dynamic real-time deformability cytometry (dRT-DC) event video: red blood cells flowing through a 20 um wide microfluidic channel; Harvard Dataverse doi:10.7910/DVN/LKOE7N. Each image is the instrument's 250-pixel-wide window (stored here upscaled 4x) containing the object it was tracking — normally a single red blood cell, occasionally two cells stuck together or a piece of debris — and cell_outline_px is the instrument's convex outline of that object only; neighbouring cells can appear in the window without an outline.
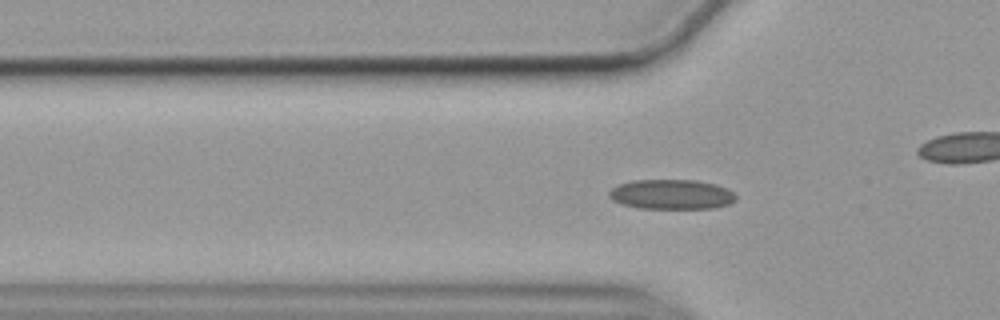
{"species": "common noctule bat (a hibernating species)", "species_latin": "Nyctalus noctula", "temperature_condition": "cold", "stored_images_in_passage": 49, "camera_frame_rate_fps": 3000, "um_per_image_px": 0.085, "animal": {"sex": "female", "body_mass_g": 19.9}, "frame": {"image": 1, "passage_image": 15, "time_ms": 4.667, "image_size_px": [1000, 320], "cell_outline_px": [[736, 200], [728, 204], [712, 208], [640, 208], [620, 204], [612, 200], [608, 196], [608, 192], [612, 188], [620, 184], [632, 180], [696, 180], [716, 184], [732, 192], [736, 196]], "centroid_in_image_um": [57.04, 16.52], "position_along_channel_um": 68.8, "area_um2": 21.96}}
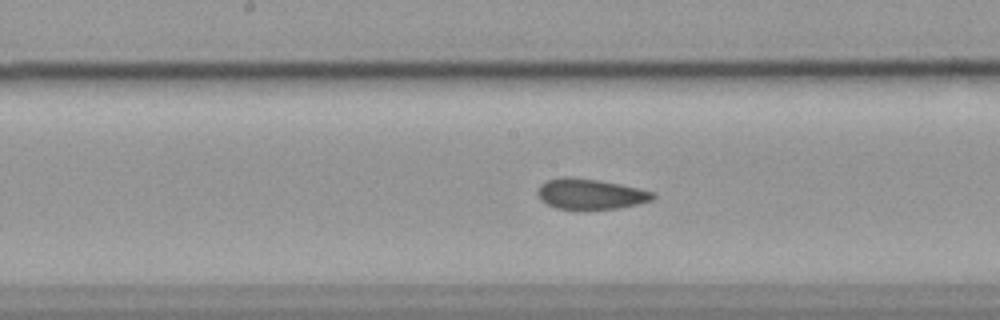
{"frame": {"image": 2, "passage_image": 26, "time_ms": 8.333, "image_size_px": [1000, 320], "cell_outline_px": [[656, 196], [652, 200], [640, 204], [616, 208], [556, 208], [540, 200], [536, 192], [540, 184], [548, 180], [564, 176], [568, 176], [600, 180], [620, 184], [652, 192]], "centroid_in_image_um": [50.16, 16.47], "position_along_channel_um": 198.0, "area_um2": 20.23}}
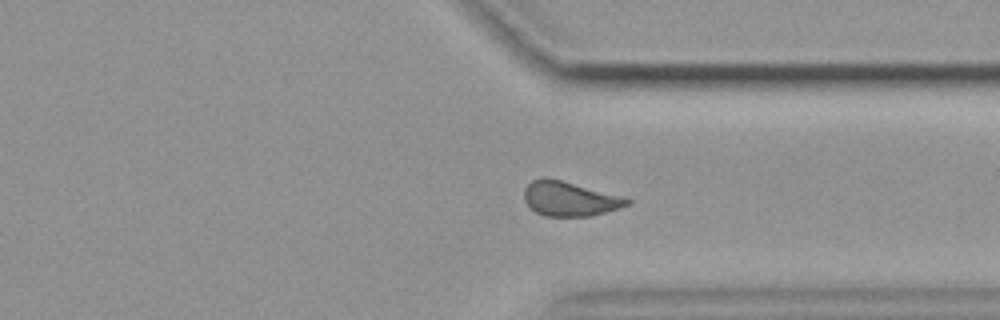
{"frame": {"image": 3, "passage_image": 40, "time_ms": 13.0, "image_size_px": [1000, 320], "cell_outline_px": [[632, 200], [628, 204], [620, 208], [592, 216], [544, 216], [536, 212], [524, 200], [524, 188], [532, 180], [544, 176], [560, 180], [620, 196]], "centroid_in_image_um": [48.38, 16.9], "position_along_channel_um": 363.0, "area_um2": 20.46}, "authors_computed_cell_mechanics": {"area_um2": 21.1548, "velocity_mm_per_s": 3.5288, "shape_relaxation_time_tau1_ms": null, "shape_relaxation_time_tau2_ms": 1.7262, "deformation_change_tau1": null, "deformation_change_tau2": 0.065}}